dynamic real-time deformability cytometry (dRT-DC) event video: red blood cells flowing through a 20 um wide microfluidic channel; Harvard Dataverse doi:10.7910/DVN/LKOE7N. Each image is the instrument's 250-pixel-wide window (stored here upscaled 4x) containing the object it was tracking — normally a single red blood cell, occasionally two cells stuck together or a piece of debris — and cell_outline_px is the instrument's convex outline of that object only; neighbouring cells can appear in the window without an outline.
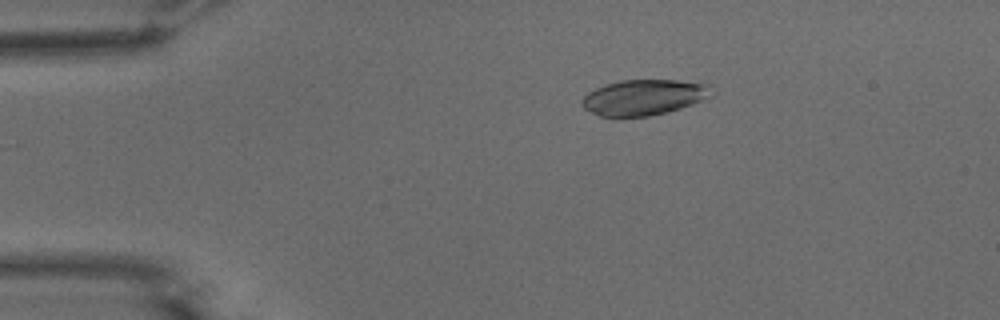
{"species": "common noctule bat (a hibernating species)", "species_latin": "Nyctalus noctula", "temperature_condition": "warm", "stored_images_in_passage": 42, "camera_frame_rate_fps": 3000, "um_per_image_px": 0.085, "animal": {"sex": "male", "body_mass_g": 15.6}, "frame": {"image": 1, "passage_image": 5, "time_ms": 1.333, "image_size_px": [1000, 320], "cell_outline_px": [[716, 92], [712, 96], [692, 104], [668, 112], [648, 116], [600, 116], [584, 108], [580, 104], [580, 100], [588, 92], [604, 84], [620, 80], [676, 80], [708, 84]], "centroid_in_image_um": [54.74, 8.26], "position_along_channel_um": 30.3, "area_um2": 26.99}}
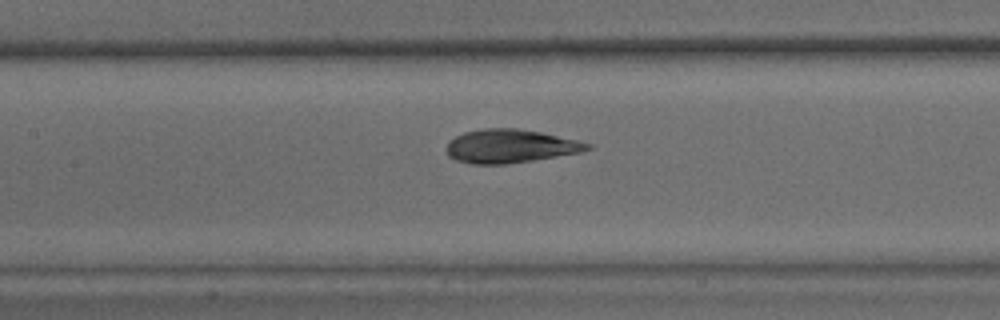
{"frame": {"image": 2, "passage_image": 20, "time_ms": 6.333, "image_size_px": [1000, 320], "cell_outline_px": [[592, 148], [580, 152], [532, 160], [504, 164], [472, 164], [456, 160], [448, 156], [444, 148], [456, 136], [464, 132], [484, 128], [516, 128], [540, 132], [576, 140], [592, 144]], "centroid_in_image_um": [43.33, 12.42], "position_along_channel_um": 164.1, "area_um2": 27.28}}
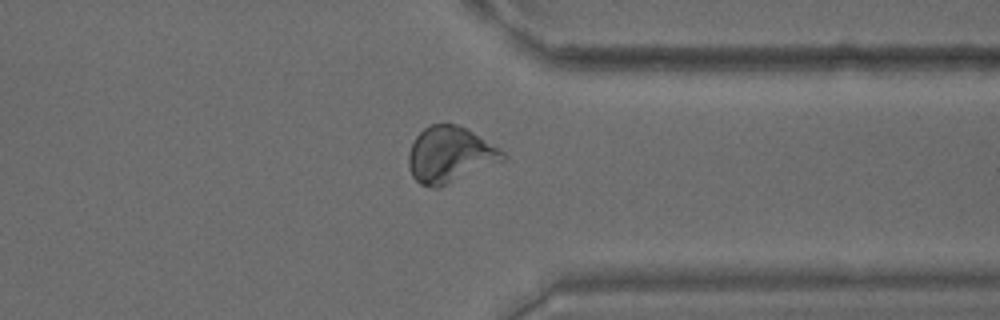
{"frame": {"image": 3, "passage_image": 37, "time_ms": 12.0, "image_size_px": [1000, 320], "cell_outline_px": [[508, 156], [504, 160], [440, 188], [432, 188], [420, 184], [412, 176], [408, 168], [408, 152], [416, 136], [424, 128], [432, 124], [456, 124], [472, 132], [500, 148]], "centroid_in_image_um": [38.22, 13.17], "position_along_channel_um": 373.2, "area_um2": 30.75}, "authors_computed_cell_mechanics": {"area_um2": 27.7151, "velocity_mm_per_s": 3.741, "shape_relaxation_time_tau1_ms": 6.5628, "shape_relaxation_time_tau2_ms": 0.9487, "deformation_change_tau1": 0.2268, "deformation_change_tau2": 0.0651}}